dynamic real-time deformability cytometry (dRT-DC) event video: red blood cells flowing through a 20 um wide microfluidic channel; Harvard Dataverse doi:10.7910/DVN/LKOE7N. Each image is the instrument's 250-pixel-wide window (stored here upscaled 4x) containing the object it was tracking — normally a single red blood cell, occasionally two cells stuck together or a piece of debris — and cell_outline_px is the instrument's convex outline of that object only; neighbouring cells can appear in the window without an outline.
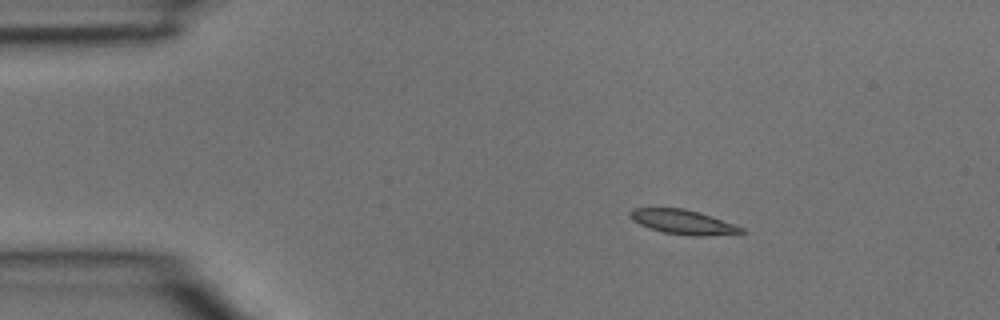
{"species": "common noctule bat (a hibernating species)", "species_latin": "Nyctalus noctula", "temperature_condition": "room temperature", "stored_images_in_passage": 2, "camera_frame_rate_fps": 3000, "um_per_image_px": 0.085, "animal": {"sex": "male", "body_mass_g": 15.6}, "frame": {"image": 1, "passage_image": 1, "time_ms": 0.0, "image_size_px": [1000, 320], "cell_outline_px": [[744, 232], [704, 236], [692, 236], [664, 232], [648, 228], [632, 220], [628, 216], [628, 212], [632, 208], [684, 208], [700, 212], [744, 228]], "centroid_in_image_um": [57.99, 18.86], "position_along_channel_um": 27.0, "area_um2": 15.78}}